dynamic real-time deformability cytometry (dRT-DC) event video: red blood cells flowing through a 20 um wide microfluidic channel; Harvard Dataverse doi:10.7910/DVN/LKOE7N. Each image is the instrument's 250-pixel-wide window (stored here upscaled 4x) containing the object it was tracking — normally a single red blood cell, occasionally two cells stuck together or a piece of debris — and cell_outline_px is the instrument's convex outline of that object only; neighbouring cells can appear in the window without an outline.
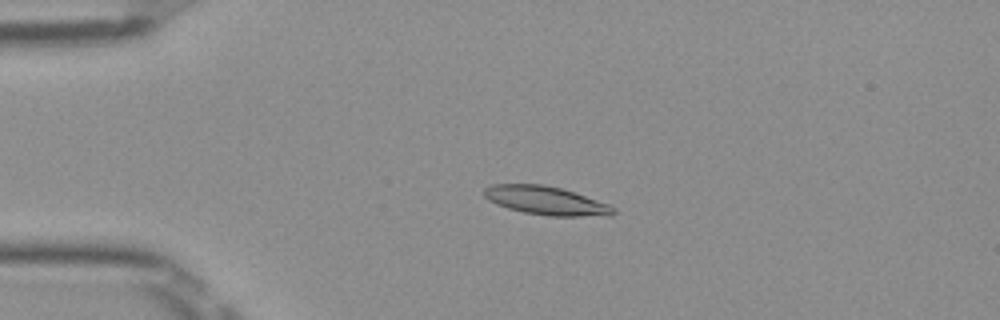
{"species": "Egyptian fruit bat (a non-hibernating species)", "species_latin": "Rousettus aegyptiacus", "temperature_condition": "room temperature", "stored_images_in_passage": 51, "camera_frame_rate_fps": 3000, "um_per_image_px": 0.085, "frame": {"image": 1, "passage_image": 12, "time_ms": 3.667, "image_size_px": [1000, 320], "cell_outline_px": [[616, 212], [612, 216], [548, 216], [524, 212], [508, 208], [496, 204], [488, 200], [484, 196], [484, 188], [492, 184], [540, 184], [560, 188], [608, 204], [616, 208]], "centroid_in_image_um": [46.4, 17.06], "position_along_channel_um": 38.6, "area_um2": 21.39}}
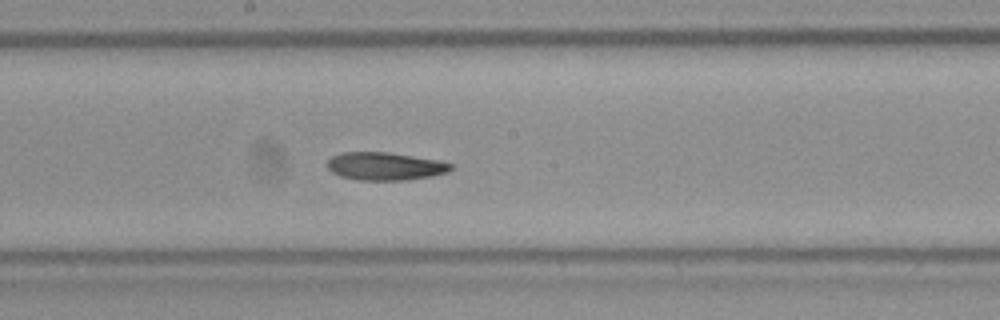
{"frame": {"image": 2, "passage_image": 28, "time_ms": 9.0, "image_size_px": [1000, 320], "cell_outline_px": [[452, 168], [448, 172], [432, 176], [408, 180], [360, 180], [340, 176], [332, 172], [328, 168], [328, 160], [332, 156], [340, 152], [388, 152], [436, 160], [452, 164]], "centroid_in_image_um": [32.71, 14.13], "position_along_channel_um": 215.5, "area_um2": 20.0}}
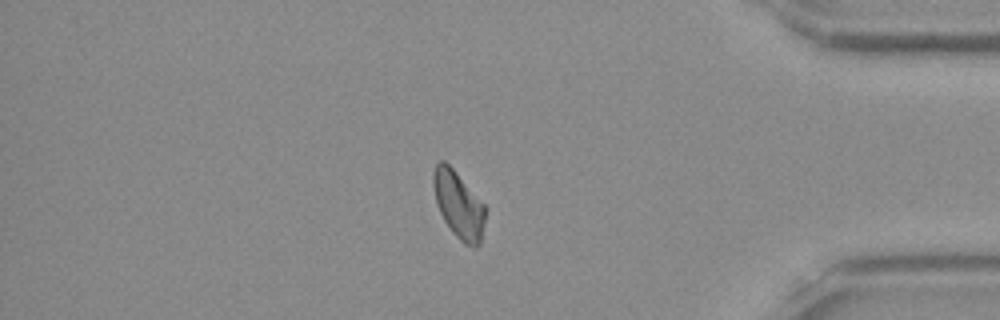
{"frame": {"image": 3, "passage_image": 44, "time_ms": 14.333, "image_size_px": [1000, 320], "cell_outline_px": [[488, 208], [480, 244], [476, 248], [464, 244], [452, 232], [444, 220], [436, 204], [432, 184], [432, 172], [436, 164], [440, 160], [444, 160], [452, 168]], "centroid_in_image_um": [38.99, 17.42], "position_along_channel_um": 396.2, "area_um2": 20.52}}